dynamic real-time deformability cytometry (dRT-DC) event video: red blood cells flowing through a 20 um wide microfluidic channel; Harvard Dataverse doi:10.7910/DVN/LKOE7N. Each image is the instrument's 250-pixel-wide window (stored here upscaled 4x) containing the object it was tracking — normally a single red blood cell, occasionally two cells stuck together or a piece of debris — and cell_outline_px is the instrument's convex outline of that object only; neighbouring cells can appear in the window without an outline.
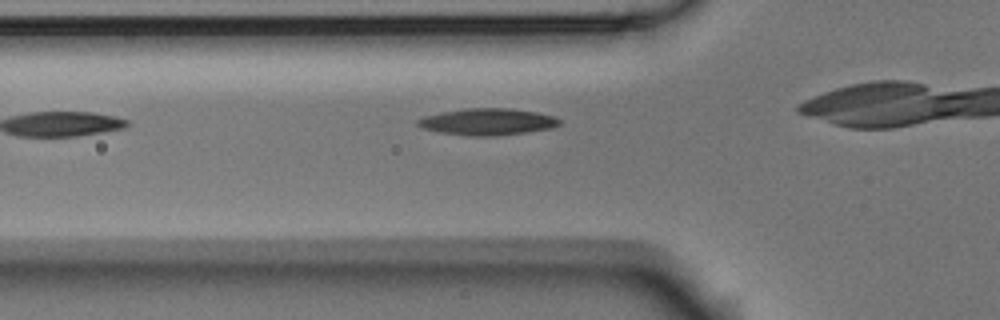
{"species": "Egyptian fruit bat (a non-hibernating species)", "species_latin": "Rousettus aegyptiacus", "temperature_condition": "room temperature", "stored_images_in_passage": 4, "camera_frame_rate_fps": 3000, "um_per_image_px": 0.085, "animal": {"sex": "male"}, "frame": {"image": 1, "passage_image": 3, "time_ms": 0.667, "image_size_px": [1000, 320], "cell_outline_px": [[560, 124], [552, 128], [496, 136], [468, 136], [440, 132], [424, 128], [416, 124], [416, 120], [424, 116], [464, 108], [508, 108], [536, 112], [552, 116], [560, 120]], "centroid_in_image_um": [41.42, 10.35], "position_along_channel_um": 84.4, "area_um2": 21.85}}